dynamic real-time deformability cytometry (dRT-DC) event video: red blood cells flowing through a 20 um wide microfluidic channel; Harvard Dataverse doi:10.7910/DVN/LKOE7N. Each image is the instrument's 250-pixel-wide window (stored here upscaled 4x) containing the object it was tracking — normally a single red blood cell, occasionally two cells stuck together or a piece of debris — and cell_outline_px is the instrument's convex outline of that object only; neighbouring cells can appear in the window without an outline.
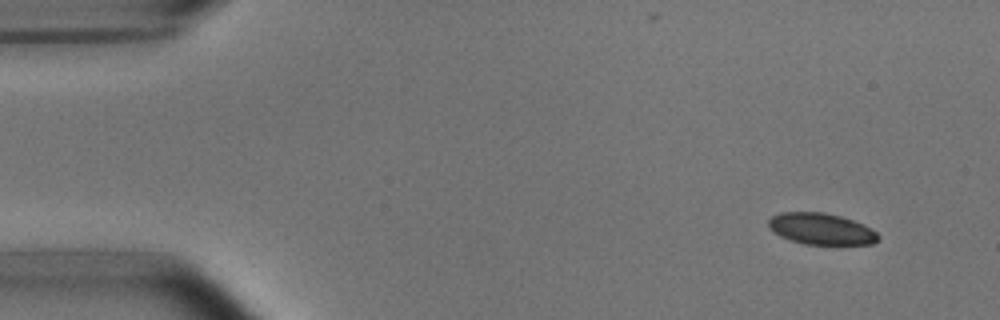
{"species": "common noctule bat (a hibernating species)", "species_latin": "Nyctalus noctula", "temperature_condition": "room temperature", "stored_images_in_passage": 5, "camera_frame_rate_fps": 3000, "um_per_image_px": 0.085, "animal": {"sex": "male", "body_mass_g": 15.6}, "frame": {"image": 1, "passage_image": 1, "time_ms": 0.0, "image_size_px": [1000, 320], "cell_outline_px": [[880, 240], [872, 244], [804, 244], [780, 236], [768, 228], [768, 220], [772, 216], [780, 212], [824, 212], [840, 216], [864, 224], [872, 228], [880, 236]], "centroid_in_image_um": [69.81, 19.45], "position_along_channel_um": 15.2, "area_um2": 20.17}}
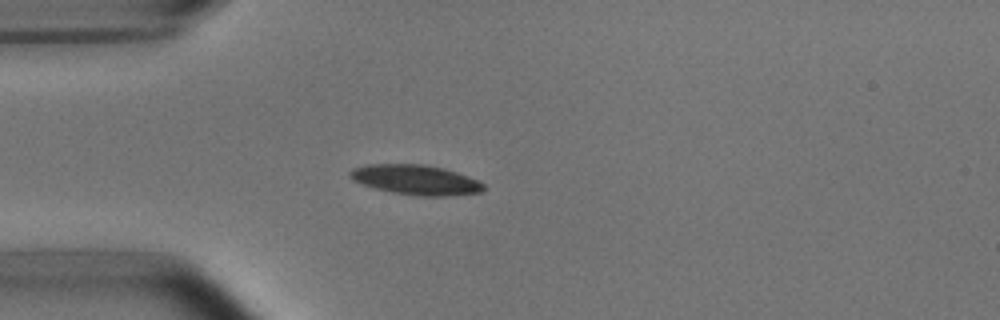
{"frame": {"image": 2, "passage_image": 4, "time_ms": 1.0, "image_size_px": [1000, 320], "cell_outline_px": [[484, 192], [448, 196], [416, 196], [392, 192], [360, 184], [352, 180], [348, 176], [348, 172], [352, 168], [364, 164], [424, 164], [444, 168], [468, 176], [484, 184]], "centroid_in_image_um": [35.3, 15.28], "position_along_channel_um": 49.7, "area_um2": 23.52}}